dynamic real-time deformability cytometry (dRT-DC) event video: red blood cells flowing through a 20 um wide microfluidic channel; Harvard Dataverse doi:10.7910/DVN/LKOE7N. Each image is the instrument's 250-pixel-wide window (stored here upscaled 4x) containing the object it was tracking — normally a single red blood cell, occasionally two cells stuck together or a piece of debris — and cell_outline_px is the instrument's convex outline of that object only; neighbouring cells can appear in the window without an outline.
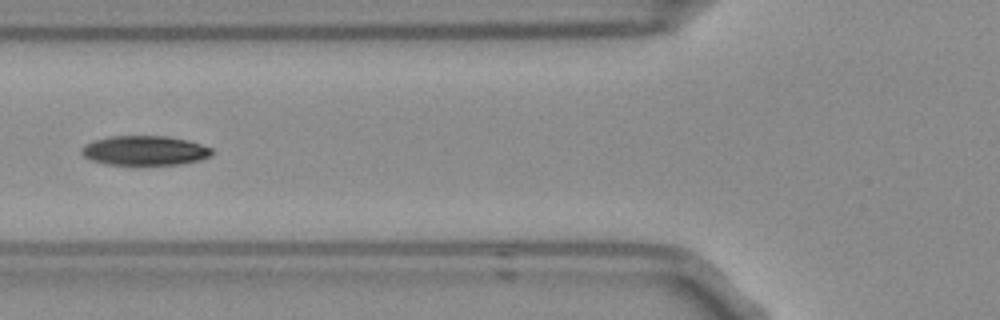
{"species": "Egyptian fruit bat (a non-hibernating species)", "species_latin": "Rousettus aegyptiacus", "temperature_condition": "room temperature", "stored_images_in_passage": 5, "camera_frame_rate_fps": 3000, "um_per_image_px": 0.085, "frame": {"image": 1, "passage_image": 5, "time_ms": 1.333, "image_size_px": [1000, 320], "cell_outline_px": [[212, 156], [200, 160], [180, 164], [104, 164], [92, 160], [84, 156], [80, 152], [84, 144], [96, 140], [112, 136], [168, 136], [188, 140], [212, 148]], "centroid_in_image_um": [12.32, 12.79], "position_along_channel_um": 113.5, "area_um2": 22.31}}